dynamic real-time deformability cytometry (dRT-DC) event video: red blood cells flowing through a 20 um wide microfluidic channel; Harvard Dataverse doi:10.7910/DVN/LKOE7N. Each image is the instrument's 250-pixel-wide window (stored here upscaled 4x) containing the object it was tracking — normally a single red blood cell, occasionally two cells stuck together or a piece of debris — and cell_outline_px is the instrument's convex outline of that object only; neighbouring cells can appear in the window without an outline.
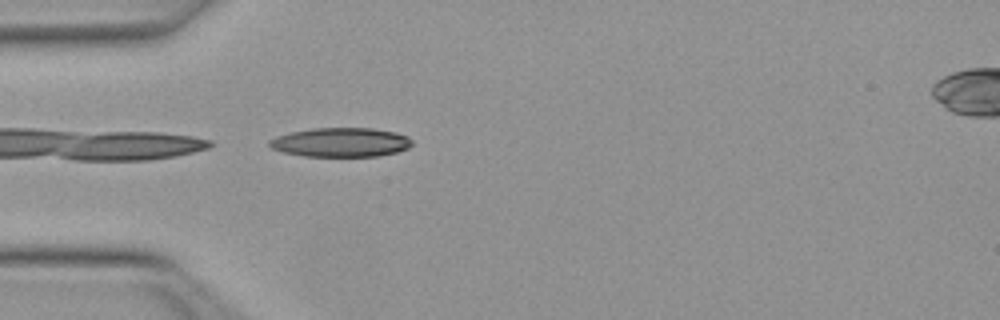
{"species": "Egyptian fruit bat (a non-hibernating species)", "species_latin": "Rousettus aegyptiacus", "temperature_condition": "warm", "stored_images_in_passage": 6, "camera_frame_rate_fps": 3000, "um_per_image_px": 0.085, "animal": {"sex": "female"}, "frame": {"image": 1, "passage_image": 1, "time_ms": 0.0, "image_size_px": [1000, 320], "cell_outline_px": [[412, 144], [408, 148], [396, 152], [380, 156], [304, 156], [284, 152], [272, 148], [268, 144], [268, 140], [276, 136], [292, 132], [312, 128], [372, 128], [396, 132], [408, 136], [412, 140]], "centroid_in_image_um": [28.98, 12.09], "position_along_channel_um": 56.0, "area_um2": 24.28}}